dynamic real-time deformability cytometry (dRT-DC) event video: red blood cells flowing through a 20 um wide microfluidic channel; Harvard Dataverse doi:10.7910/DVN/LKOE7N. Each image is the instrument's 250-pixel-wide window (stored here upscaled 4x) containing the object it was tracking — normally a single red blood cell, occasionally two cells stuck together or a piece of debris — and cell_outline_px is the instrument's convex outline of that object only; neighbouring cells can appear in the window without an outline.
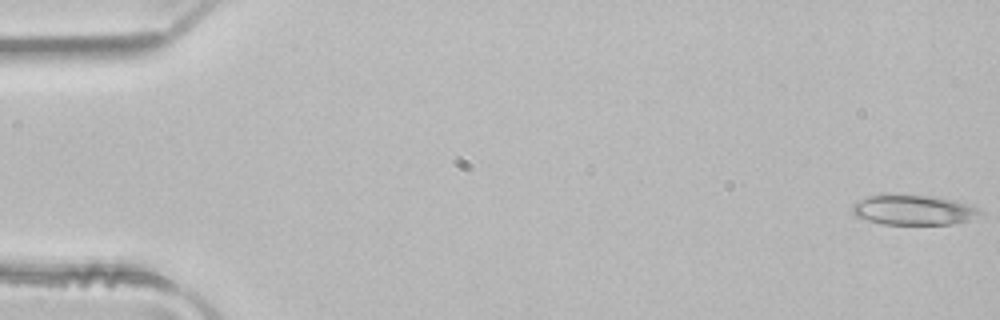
{"species": "common noctule bat (a hibernating species)", "species_latin": "Nyctalus noctula", "temperature_condition": "room temperature", "stored_images_in_passage": 4, "camera_frame_rate_fps": 3000, "um_per_image_px": 0.085, "animal": {"sex": "male", "body_mass_g": 21.5, "forearm_length_mm": 52.0}, "frame": {"image": 1, "passage_image": 1, "time_ms": 0.0, "image_size_px": [1000, 320], "cell_outline_px": [[984, 216], [952, 224], [884, 224], [868, 220], [856, 216], [852, 212], [852, 204], [856, 200], [868, 196], [932, 196], [956, 200], [968, 204], [984, 212]], "centroid_in_image_um": [77.7, 17.86], "position_along_channel_um": 7.3, "area_um2": 22.14}}
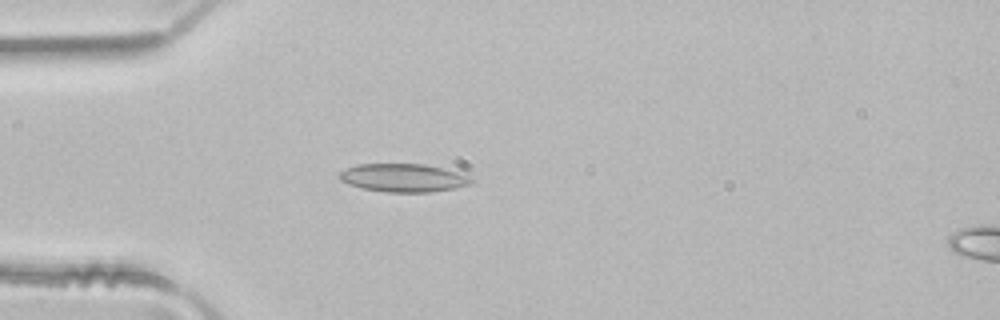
{"frame": {"image": 2, "passage_image": 3, "time_ms": 0.667, "image_size_px": [1000, 320], "cell_outline_px": [[472, 184], [432, 192], [384, 192], [364, 188], [348, 184], [340, 180], [336, 176], [340, 172], [356, 164], [424, 164], [456, 172], [468, 176], [472, 180]], "centroid_in_image_um": [34.23, 15.12], "position_along_channel_um": 50.8, "area_um2": 21.44}}